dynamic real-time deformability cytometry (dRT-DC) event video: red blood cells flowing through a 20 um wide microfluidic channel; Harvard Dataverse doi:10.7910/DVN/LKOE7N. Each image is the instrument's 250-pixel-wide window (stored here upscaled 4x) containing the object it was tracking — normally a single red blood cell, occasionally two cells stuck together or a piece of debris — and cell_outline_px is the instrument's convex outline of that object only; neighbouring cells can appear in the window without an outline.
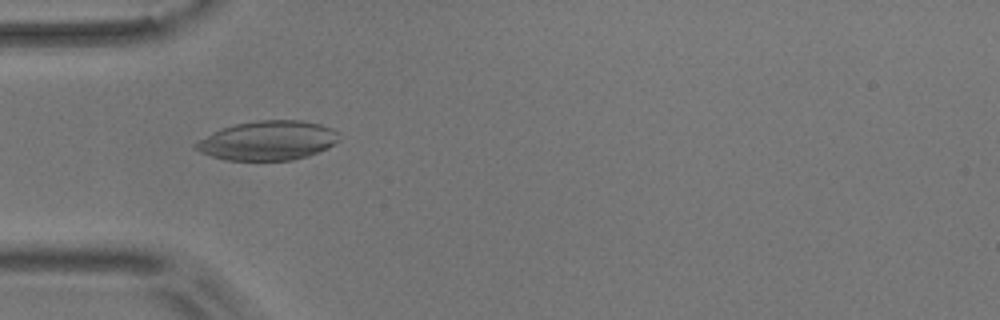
{"species": "common noctule bat (a hibernating species)", "species_latin": "Nyctalus noctula", "temperature_condition": "room temperature", "stored_images_in_passage": 54, "camera_frame_rate_fps": 3000, "um_per_image_px": 0.085, "animal": {"sex": "male", "body_mass_g": 17.9}, "frame": {"image": 1, "passage_image": 16, "time_ms": 5.0, "image_size_px": [1000, 320], "cell_outline_px": [[340, 140], [328, 148], [308, 156], [292, 160], [228, 160], [212, 156], [200, 152], [192, 148], [192, 144], [220, 128], [236, 124], [260, 120], [300, 120], [320, 124], [332, 128], [340, 132]], "centroid_in_image_um": [22.79, 11.94], "position_along_channel_um": 62.2, "area_um2": 33.0}}
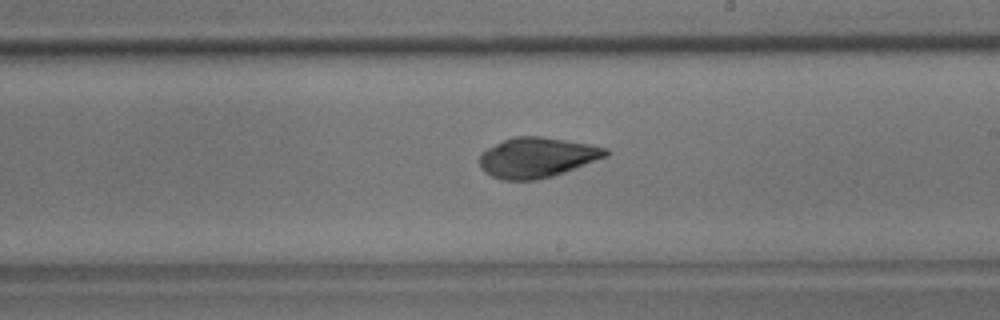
{"frame": {"image": 2, "passage_image": 31, "time_ms": 10.0, "image_size_px": [1000, 320], "cell_outline_px": [[608, 156], [564, 172], [552, 176], [536, 180], [500, 180], [484, 172], [480, 168], [480, 152], [512, 136], [540, 136], [592, 144], [608, 148]], "centroid_in_image_um": [45.64, 13.38], "position_along_channel_um": 243.4, "area_um2": 29.59}}
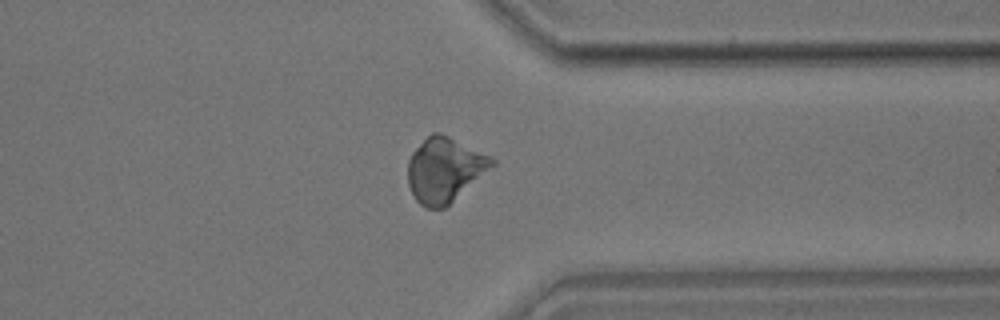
{"frame": {"image": 3, "passage_image": 42, "time_ms": 13.667, "image_size_px": [1000, 320], "cell_outline_px": [[496, 164], [444, 208], [424, 208], [416, 200], [408, 184], [408, 160], [412, 152], [432, 132], [440, 132], [496, 160]], "centroid_in_image_um": [37.76, 14.44], "position_along_channel_um": 373.6, "area_um2": 31.1}}